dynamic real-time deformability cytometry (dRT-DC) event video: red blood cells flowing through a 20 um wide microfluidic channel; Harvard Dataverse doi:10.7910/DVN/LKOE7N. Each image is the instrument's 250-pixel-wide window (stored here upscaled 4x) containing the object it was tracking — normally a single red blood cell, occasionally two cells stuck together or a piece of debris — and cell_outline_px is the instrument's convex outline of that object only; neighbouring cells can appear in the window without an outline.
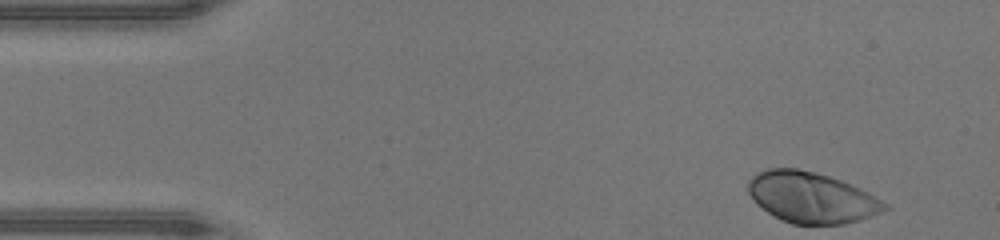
{"species": "human", "species_latin": "Homo sapiens", "temperature_condition": "warm", "stored_images_in_passage": 44, "camera_frame_rate_fps": 3000, "um_per_image_px": 0.085, "donor": {"sex": "male"}, "frame": {"image": 1, "passage_image": 1, "time_ms": 0.0, "image_size_px": [1000, 240], "cell_outline_px": [[888, 208], [880, 212], [860, 220], [844, 224], [792, 224], [768, 212], [756, 204], [748, 192], [748, 180], [752, 176], [768, 168], [796, 168], [816, 172], [840, 180], [860, 188], [868, 192], [888, 204]], "centroid_in_image_um": [68.97, 16.78], "position_along_channel_um": 16.0, "area_um2": 40.17}}
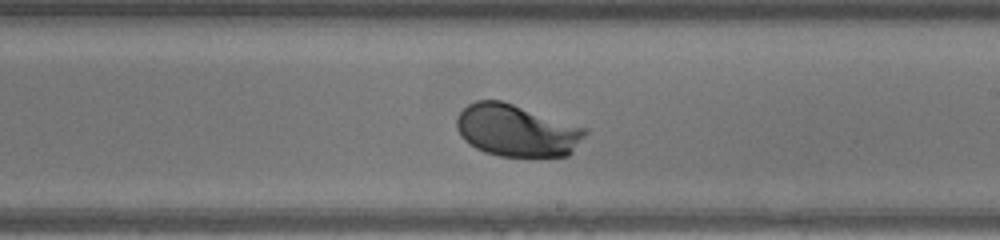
{"frame": {"image": 2, "passage_image": 24, "time_ms": 7.667, "image_size_px": [1000, 240], "cell_outline_px": [[588, 132], [572, 152], [568, 156], [500, 156], [484, 152], [476, 148], [464, 140], [460, 136], [456, 128], [456, 120], [460, 112], [468, 104], [476, 100], [500, 100], [588, 128]], "centroid_in_image_um": [43.91, 11.09], "position_along_channel_um": 245.1, "area_um2": 38.96}}
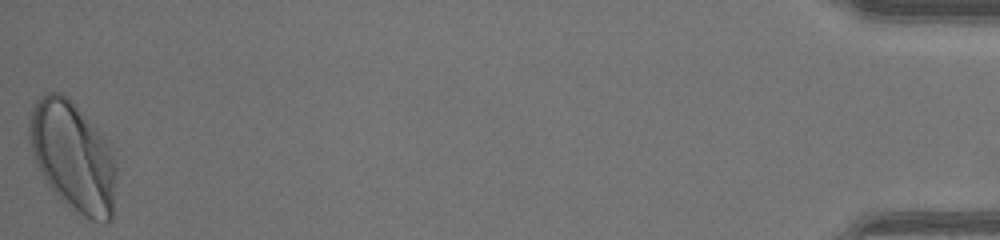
{"frame": {"image": 3, "passage_image": 44, "time_ms": 14.333, "image_size_px": [1000, 240], "cell_outline_px": [[116, 172], [112, 220], [108, 224], [104, 224], [92, 220], [84, 216], [72, 208], [48, 184], [36, 160], [28, 140], [28, 120], [32, 104], [40, 96], [48, 92], [60, 92], [100, 132], [116, 164]], "centroid_in_image_um": [6.19, 13.31], "position_along_channel_um": 429.0, "area_um2": 54.45}, "authors_computed_cell_mechanics": {"area_um2": 39.0439, "velocity_mm_per_s": 4.3518, "shape_relaxation_time_tau1_ms": 1.3931, "shape_relaxation_time_tau2_ms": null, "deformation_change_tau1": 0.1436, "deformation_change_tau2": null}}